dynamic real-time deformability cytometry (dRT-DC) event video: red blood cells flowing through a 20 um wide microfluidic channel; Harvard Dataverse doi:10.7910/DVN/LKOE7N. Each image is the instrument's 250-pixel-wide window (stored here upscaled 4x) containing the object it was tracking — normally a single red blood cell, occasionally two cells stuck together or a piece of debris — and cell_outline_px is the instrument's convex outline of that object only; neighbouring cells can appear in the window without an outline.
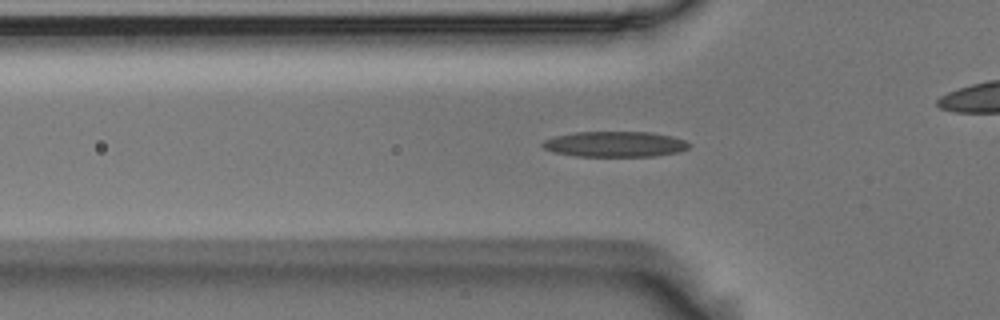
{"species": "Egyptian fruit bat (a non-hibernating species)", "species_latin": "Rousettus aegyptiacus", "temperature_condition": "room temperature", "stored_images_in_passage": 55, "camera_frame_rate_fps": 3000, "um_per_image_px": 0.085, "animal": {"sex": "male"}, "frame": {"image": 1, "passage_image": 17, "time_ms": 5.333, "image_size_px": [1000, 320], "cell_outline_px": [[692, 144], [688, 148], [680, 152], [656, 156], [576, 156], [552, 152], [544, 148], [540, 144], [544, 140], [556, 136], [572, 132], [652, 132], [672, 136], [684, 140]], "centroid_in_image_um": [52.28, 12.25], "position_along_channel_um": 73.5, "area_um2": 21.96}}
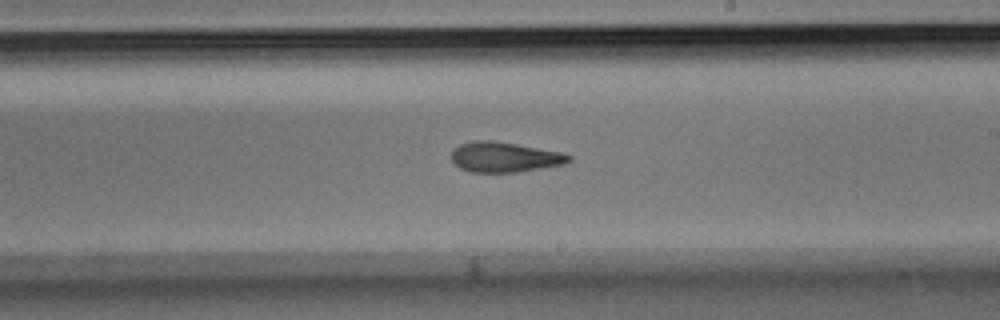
{"frame": {"image": 2, "passage_image": 31, "time_ms": 10.0, "image_size_px": [1000, 320], "cell_outline_px": [[572, 160], [564, 164], [516, 172], [472, 172], [460, 168], [452, 160], [452, 148], [460, 144], [472, 140], [492, 140], [564, 152], [572, 156]], "centroid_in_image_um": [42.89, 13.34], "position_along_channel_um": 246.1, "area_um2": 20.69}}
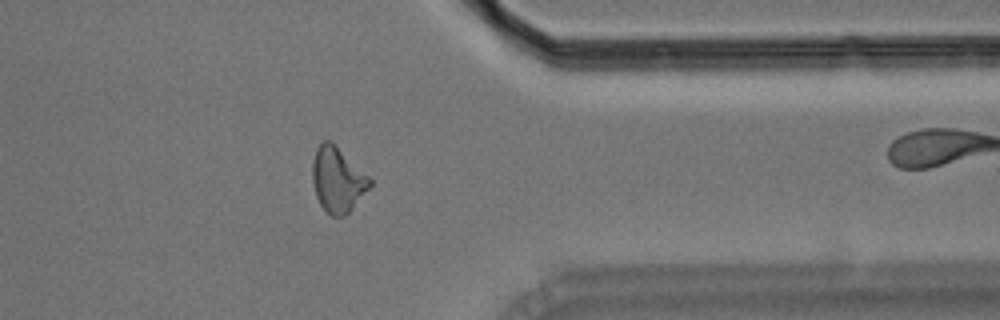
{"frame": {"image": 3, "passage_image": 43, "time_ms": 14.0, "image_size_px": [1000, 320], "cell_outline_px": [[372, 184], [352, 208], [344, 216], [332, 216], [320, 204], [316, 196], [312, 180], [312, 160], [316, 148], [324, 140], [332, 140], [372, 180]], "centroid_in_image_um": [28.67, 15.24], "position_along_channel_um": 382.7, "area_um2": 21.62}}